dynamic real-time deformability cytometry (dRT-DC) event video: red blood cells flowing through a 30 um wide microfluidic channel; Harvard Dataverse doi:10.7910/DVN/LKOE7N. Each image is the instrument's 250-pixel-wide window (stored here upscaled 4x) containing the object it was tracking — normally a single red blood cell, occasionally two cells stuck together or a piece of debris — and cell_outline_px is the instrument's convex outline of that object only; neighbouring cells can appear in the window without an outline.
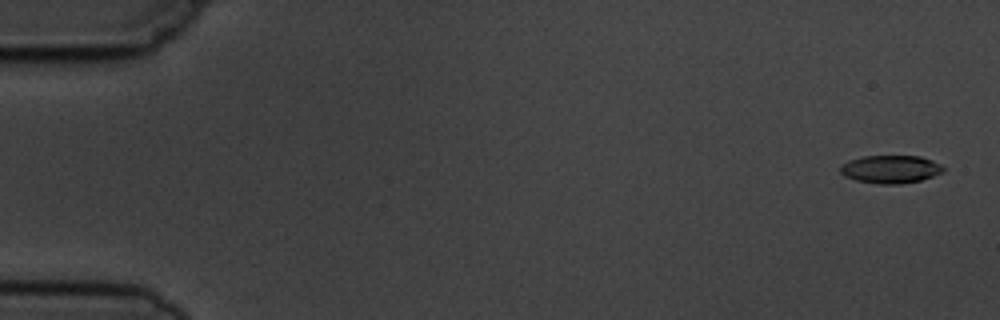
{"species": "common noctule bat (a hibernating species)", "species_latin": "Nyctalus noctula", "temperature_condition": "cold", "stored_images_in_passage": 5, "camera_frame_rate_fps": 3000, "um_per_image_px": 0.085, "animal": {"sex": "male", "body_mass_g": 19.5, "forearm_length_mm": 54.6}, "frame": {"image": 1, "passage_image": 1, "time_ms": 0.0, "image_size_px": [1000, 320], "cell_outline_px": [[944, 172], [920, 180], [900, 184], [880, 184], [856, 180], [844, 176], [840, 172], [840, 164], [848, 160], [864, 156], [920, 156], [932, 160], [940, 164], [944, 168]], "centroid_in_image_um": [75.68, 14.38], "position_along_channel_um": 9.3, "area_um2": 16.82}}
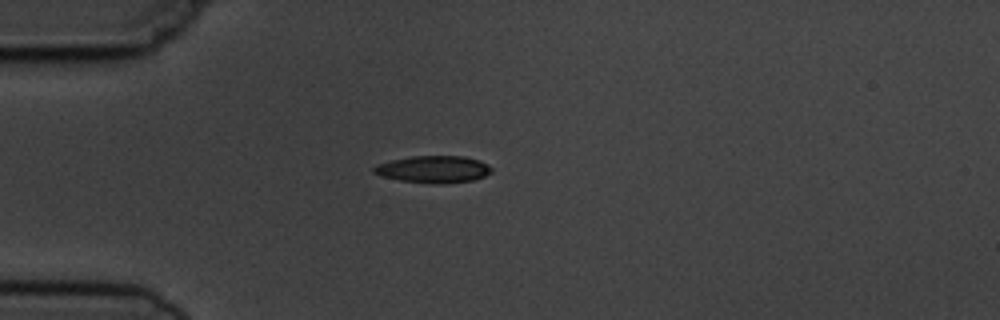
{"frame": {"image": 2, "passage_image": 5, "time_ms": 4.333, "image_size_px": [1000, 320], "cell_outline_px": [[492, 172], [484, 176], [472, 180], [444, 184], [436, 184], [400, 180], [380, 176], [372, 172], [372, 168], [376, 164], [392, 160], [412, 156], [464, 156], [480, 160], [488, 164], [492, 168]], "centroid_in_image_um": [36.84, 14.39], "position_along_channel_um": 48.2, "area_um2": 18.67}}